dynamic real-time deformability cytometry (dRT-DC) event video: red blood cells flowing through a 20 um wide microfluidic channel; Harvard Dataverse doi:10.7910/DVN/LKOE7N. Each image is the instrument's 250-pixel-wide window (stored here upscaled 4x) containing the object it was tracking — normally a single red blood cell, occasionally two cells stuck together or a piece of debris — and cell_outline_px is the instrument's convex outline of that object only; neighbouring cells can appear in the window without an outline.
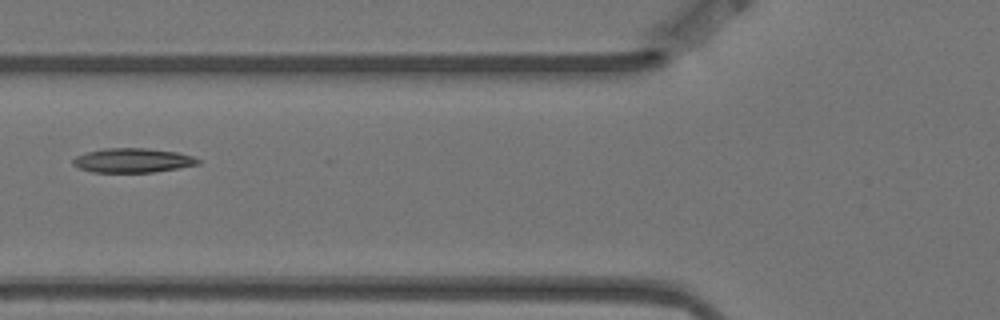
{"species": "Egyptian fruit bat (a non-hibernating species)", "species_latin": "Rousettus aegyptiacus", "temperature_condition": "warm", "stored_images_in_passage": 6, "camera_frame_rate_fps": 3000, "um_per_image_px": 0.085, "animal": {"sex": "female"}, "frame": {"image": 1, "passage_image": 5, "time_ms": 1.333, "image_size_px": [1000, 320], "cell_outline_px": [[200, 164], [152, 172], [92, 172], [80, 168], [72, 164], [72, 160], [76, 156], [88, 152], [104, 148], [148, 148], [176, 152], [192, 156], [200, 160]], "centroid_in_image_um": [11.26, 13.63], "position_along_channel_um": 114.5, "area_um2": 17.57}}